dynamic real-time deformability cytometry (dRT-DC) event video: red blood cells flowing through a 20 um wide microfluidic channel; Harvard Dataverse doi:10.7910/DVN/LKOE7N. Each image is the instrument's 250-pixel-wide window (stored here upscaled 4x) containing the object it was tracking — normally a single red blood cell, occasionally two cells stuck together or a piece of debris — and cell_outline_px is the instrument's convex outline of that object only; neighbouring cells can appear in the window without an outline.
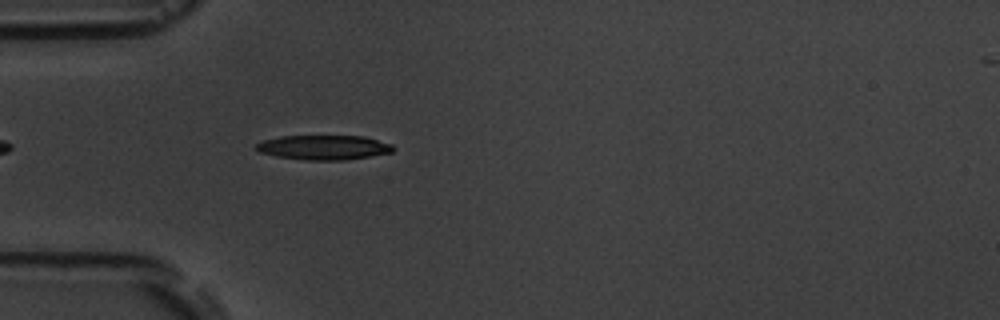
{"species": "common noctule bat (a hibernating species)", "species_latin": "Nyctalus noctula", "temperature_condition": "room temperature", "stored_images_in_passage": 1, "camera_frame_rate_fps": 3000, "um_per_image_px": 0.085, "animal": {"sex": "male", "body_mass_g": 19.5, "forearm_length_mm": 54.6}, "frame": {"image": 1, "passage_image": 1, "time_ms": 0.0, "image_size_px": [1000, 320], "cell_outline_px": [[396, 148], [392, 152], [344, 160], [304, 160], [276, 156], [260, 152], [256, 148], [256, 144], [264, 140], [280, 136], [364, 136], [392, 144]], "centroid_in_image_um": [27.53, 12.53], "position_along_channel_um": 57.5, "area_um2": 19.54}}